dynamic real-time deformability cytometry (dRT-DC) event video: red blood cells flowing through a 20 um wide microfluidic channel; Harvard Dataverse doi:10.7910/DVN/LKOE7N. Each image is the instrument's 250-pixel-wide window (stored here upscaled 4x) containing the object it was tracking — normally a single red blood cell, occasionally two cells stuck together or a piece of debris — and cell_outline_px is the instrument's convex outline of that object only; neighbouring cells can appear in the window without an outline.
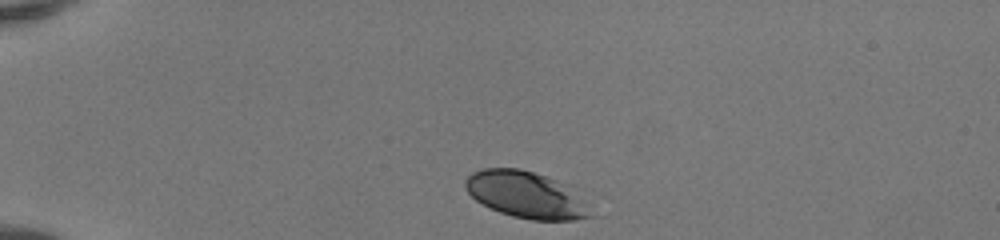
{"species": "human", "species_latin": "Homo sapiens", "temperature_condition": "room temperature", "stored_images_in_passage": 34, "camera_frame_rate_fps": 3000, "um_per_image_px": 0.085, "donor": {"sex": "female"}, "frame": {"image": 1, "passage_image": 1, "time_ms": 0.0, "image_size_px": [1000, 240], "cell_outline_px": [[596, 216], [572, 220], [532, 220], [512, 216], [500, 212], [476, 200], [468, 192], [464, 184], [464, 180], [472, 172], [484, 168], [520, 168], [584, 188], [596, 200]], "centroid_in_image_um": [45.03, 16.56], "position_along_channel_um": 40.0, "area_um2": 36.18}}
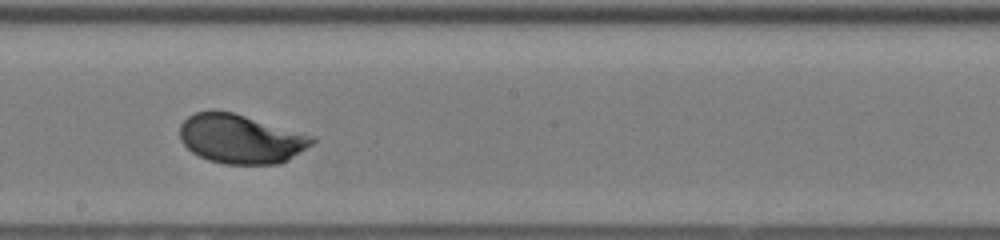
{"frame": {"image": 2, "passage_image": 19, "time_ms": 6.0, "image_size_px": [1000, 240], "cell_outline_px": [[316, 140], [312, 144], [288, 160], [280, 164], [224, 164], [208, 160], [192, 152], [180, 140], [180, 124], [188, 116], [196, 112], [212, 108], [232, 112], [316, 136]], "centroid_in_image_um": [20.45, 11.79], "position_along_channel_um": 227.7, "area_um2": 38.21}}
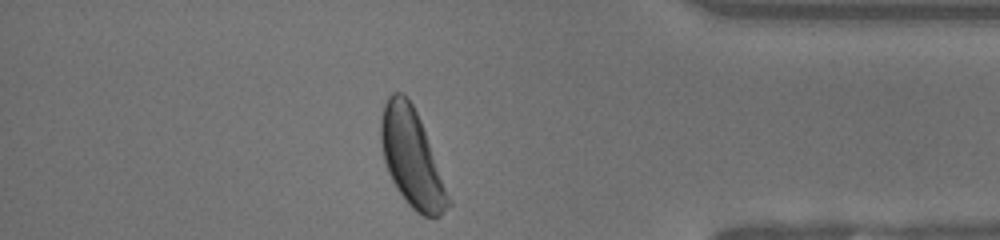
{"frame": {"image": 3, "passage_image": 33, "time_ms": 10.667, "image_size_px": [1000, 240], "cell_outline_px": [[452, 204], [440, 216], [432, 220], [416, 212], [408, 204], [396, 188], [388, 172], [384, 160], [380, 140], [380, 120], [384, 104], [388, 96], [392, 92], [404, 92], [412, 104], [420, 120], [452, 200]], "centroid_in_image_um": [35.01, 13.46], "position_along_channel_um": 400.2, "area_um2": 38.38}, "authors_computed_cell_mechanics": {"area_um2": 37.281, "velocity_mm_per_s": 4.1231, "shape_relaxation_time_tau1_ms": 2.0252, "shape_relaxation_time_tau2_ms": null, "deformation_change_tau1": 0.1296, "deformation_change_tau2": null}}